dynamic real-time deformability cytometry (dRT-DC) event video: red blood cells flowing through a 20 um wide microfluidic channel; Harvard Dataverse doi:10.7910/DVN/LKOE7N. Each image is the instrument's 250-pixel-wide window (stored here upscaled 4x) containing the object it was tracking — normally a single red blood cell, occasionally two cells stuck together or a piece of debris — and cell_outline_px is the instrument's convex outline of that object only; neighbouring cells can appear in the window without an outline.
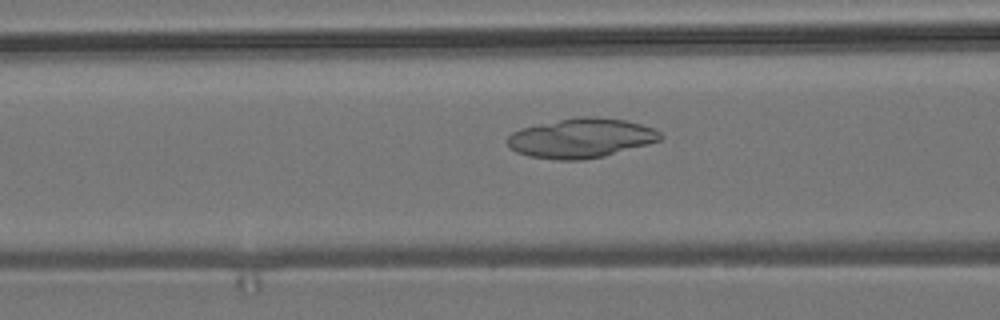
{"species": "common noctule bat (a hibernating species)", "species_latin": "Nyctalus noctula", "temperature_condition": "room temperature", "stored_images_in_passage": 45, "camera_frame_rate_fps": 3000, "um_per_image_px": 0.085, "animal": {"sex": "male", "body_mass_g": 19.2, "forearm_length_mm": 51.8}, "frame": {"image": 1, "passage_image": 12, "time_ms": 3.667, "image_size_px": [1000, 320], "cell_outline_px": [[664, 136], [660, 140], [648, 144], [604, 156], [584, 160], [556, 160], [528, 156], [516, 152], [508, 148], [504, 140], [512, 132], [520, 128], [576, 116], [592, 116], [624, 120], [640, 124], [652, 128], [660, 132]], "centroid_in_image_um": [49.33, 11.74], "position_along_channel_um": 117.3, "area_um2": 35.49}}
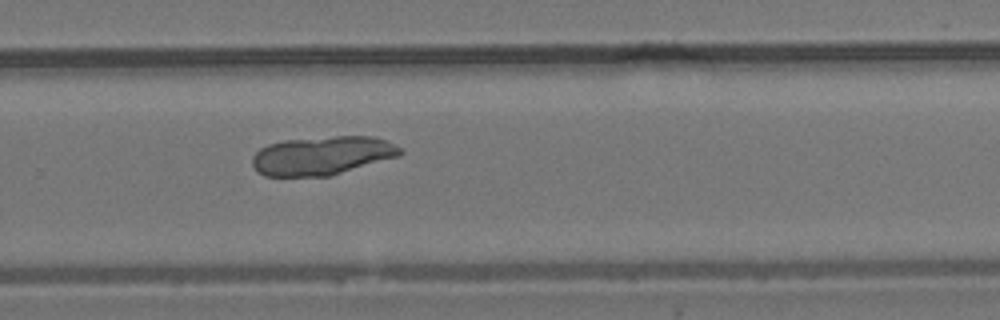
{"frame": {"image": 2, "passage_image": 27, "time_ms": 8.667, "image_size_px": [1000, 320], "cell_outline_px": [[404, 152], [400, 156], [332, 176], [264, 176], [252, 164], [252, 156], [260, 148], [268, 144], [284, 140], [336, 136], [372, 136], [384, 140], [400, 148]], "centroid_in_image_um": [27.39, 13.23], "position_along_channel_um": 302.4, "area_um2": 33.41}}
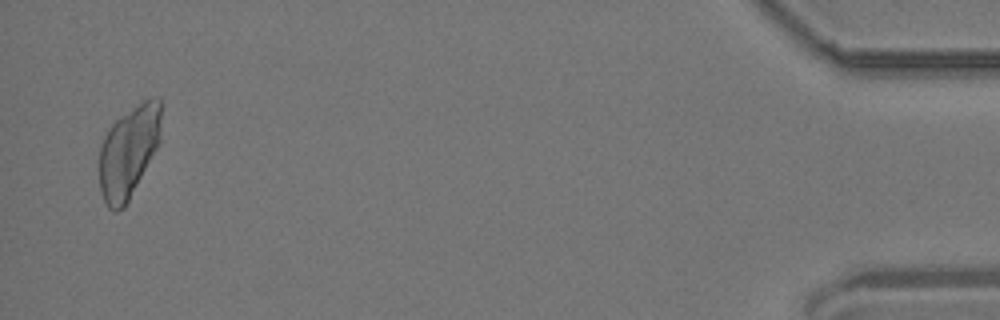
{"frame": {"image": 3, "passage_image": 44, "time_ms": 14.333, "image_size_px": [1000, 320], "cell_outline_px": [[160, 140], [156, 148], [124, 208], [116, 212], [112, 212], [108, 208], [104, 200], [100, 188], [100, 148], [104, 136], [108, 128], [120, 116], [144, 100], [152, 96], [160, 96]], "centroid_in_image_um": [10.92, 12.88], "position_along_channel_um": 424.3, "area_um2": 32.71}}